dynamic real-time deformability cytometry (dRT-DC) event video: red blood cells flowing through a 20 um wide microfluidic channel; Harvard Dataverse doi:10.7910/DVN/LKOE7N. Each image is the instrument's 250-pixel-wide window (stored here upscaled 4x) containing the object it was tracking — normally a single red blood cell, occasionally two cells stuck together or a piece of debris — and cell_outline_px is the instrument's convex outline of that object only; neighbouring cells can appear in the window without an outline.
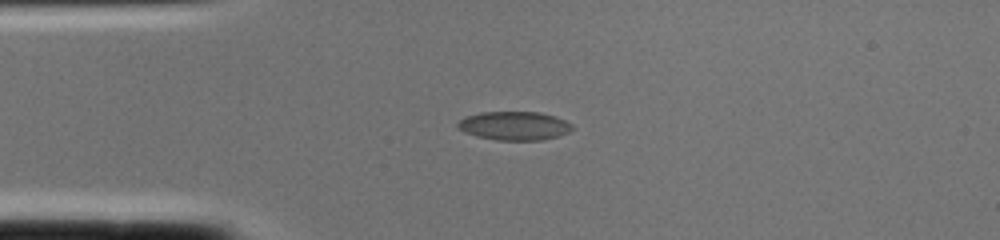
{"species": "common noctule bat (a hibernating species)", "species_latin": "Nyctalus noctula", "temperature_condition": "cold", "stored_images_in_passage": 1, "camera_frame_rate_fps": 3000, "um_per_image_px": 0.085, "animal": {"sex": "female", "body_mass_g": 22.0, "forearm_length_mm": 56.7}, "frame": {"image": 1, "passage_image": 1, "time_ms": 0.0, "image_size_px": [1000, 240], "cell_outline_px": [[572, 128], [568, 132], [556, 136], [540, 140], [496, 140], [476, 136], [464, 132], [456, 128], [456, 124], [464, 116], [480, 112], [540, 112], [556, 116], [572, 124]], "centroid_in_image_um": [43.66, 10.68], "position_along_channel_um": 41.3, "area_um2": 19.19}}